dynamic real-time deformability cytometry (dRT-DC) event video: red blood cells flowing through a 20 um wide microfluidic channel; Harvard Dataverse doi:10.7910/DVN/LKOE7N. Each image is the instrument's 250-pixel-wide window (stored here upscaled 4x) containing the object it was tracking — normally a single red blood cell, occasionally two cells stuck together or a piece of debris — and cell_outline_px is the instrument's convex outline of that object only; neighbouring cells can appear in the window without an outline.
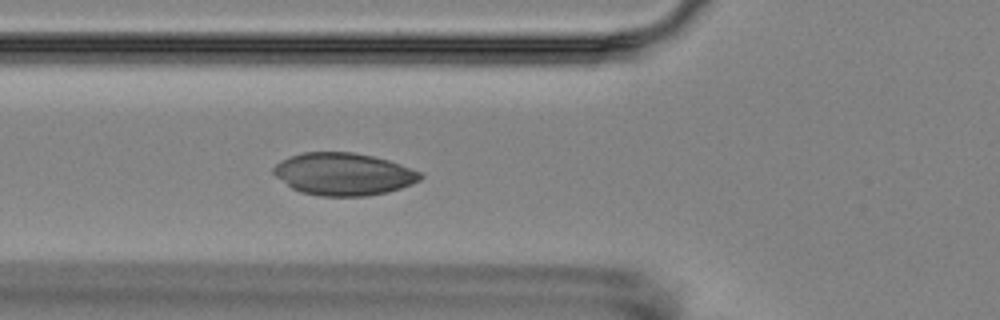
{"species": "Egyptian fruit bat (a non-hibernating species)", "species_latin": "Rousettus aegyptiacus", "temperature_condition": "room temperature", "stored_images_in_passage": 7, "camera_frame_rate_fps": 3000, "um_per_image_px": 0.085, "animal": {"sex": "female"}, "frame": {"image": 1, "passage_image": 6, "time_ms": 5.667, "image_size_px": [1000, 320], "cell_outline_px": [[424, 176], [420, 180], [412, 184], [388, 192], [364, 196], [320, 196], [300, 192], [292, 188], [276, 176], [272, 172], [272, 168], [280, 160], [304, 152], [352, 152], [372, 156], [388, 160], [400, 164], [420, 172]], "centroid_in_image_um": [29.19, 14.8], "position_along_channel_um": 96.6, "area_um2": 36.18}}